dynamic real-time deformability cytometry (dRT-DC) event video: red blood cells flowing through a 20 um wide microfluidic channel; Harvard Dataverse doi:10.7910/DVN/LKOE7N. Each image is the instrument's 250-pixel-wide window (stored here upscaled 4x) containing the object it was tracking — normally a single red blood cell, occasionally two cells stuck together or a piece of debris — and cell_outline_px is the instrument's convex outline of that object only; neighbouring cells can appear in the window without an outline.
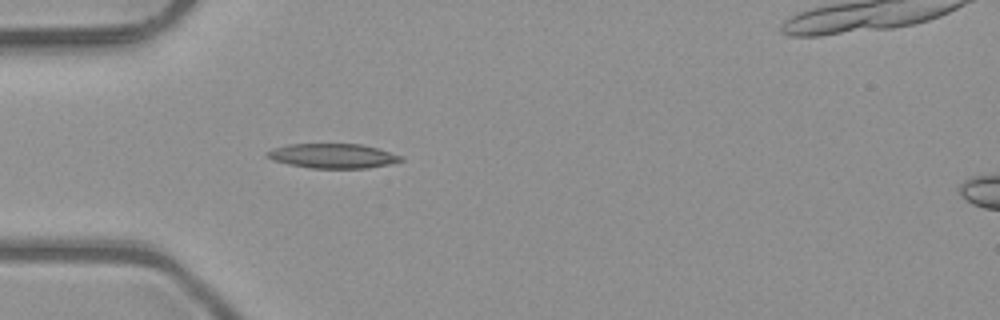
{"species": "common noctule bat (a hibernating species)", "species_latin": "Nyctalus noctula", "temperature_condition": "room temperature", "stored_images_in_passage": 4, "camera_frame_rate_fps": 3000, "um_per_image_px": 0.085, "animal": {"sex": "male", "body_mass_g": 23.1, "forearm_length_mm": 52.7}, "frame": {"image": 1, "passage_image": 4, "time_ms": 1.0, "image_size_px": [1000, 320], "cell_outline_px": [[404, 160], [392, 164], [368, 168], [308, 168], [288, 164], [272, 160], [268, 156], [268, 152], [272, 148], [288, 144], [360, 144], [376, 148], [404, 156]], "centroid_in_image_um": [28.33, 13.26], "position_along_channel_um": 56.7, "area_um2": 19.19}}